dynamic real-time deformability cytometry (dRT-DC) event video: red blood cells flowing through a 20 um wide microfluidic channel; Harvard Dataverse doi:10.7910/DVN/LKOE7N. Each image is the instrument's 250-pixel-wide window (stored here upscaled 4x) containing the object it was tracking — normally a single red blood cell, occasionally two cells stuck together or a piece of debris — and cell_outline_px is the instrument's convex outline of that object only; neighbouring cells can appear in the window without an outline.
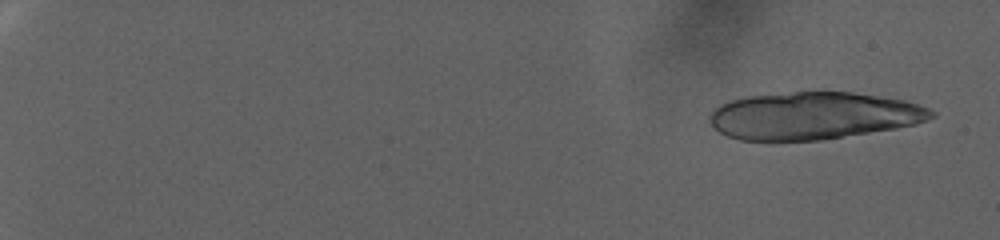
{"species": "human", "species_latin": "Homo sapiens", "temperature_condition": "warm", "stored_images_in_passage": 39, "camera_frame_rate_fps": 3000, "um_per_image_px": 0.085, "donor": {"sex": "female"}, "frame": {"image": 1, "passage_image": 5, "time_ms": 1.333, "image_size_px": [1000, 240], "cell_outline_px": [[936, 116], [928, 120], [916, 124], [896, 128], [820, 140], [776, 144], [768, 144], [740, 140], [728, 136], [720, 132], [708, 120], [708, 116], [712, 108], [728, 100], [748, 96], [792, 92], [852, 92], [904, 100], [928, 108], [936, 112]], "centroid_in_image_um": [69.06, 9.87], "position_along_channel_um": 15.9, "area_um2": 62.37}}